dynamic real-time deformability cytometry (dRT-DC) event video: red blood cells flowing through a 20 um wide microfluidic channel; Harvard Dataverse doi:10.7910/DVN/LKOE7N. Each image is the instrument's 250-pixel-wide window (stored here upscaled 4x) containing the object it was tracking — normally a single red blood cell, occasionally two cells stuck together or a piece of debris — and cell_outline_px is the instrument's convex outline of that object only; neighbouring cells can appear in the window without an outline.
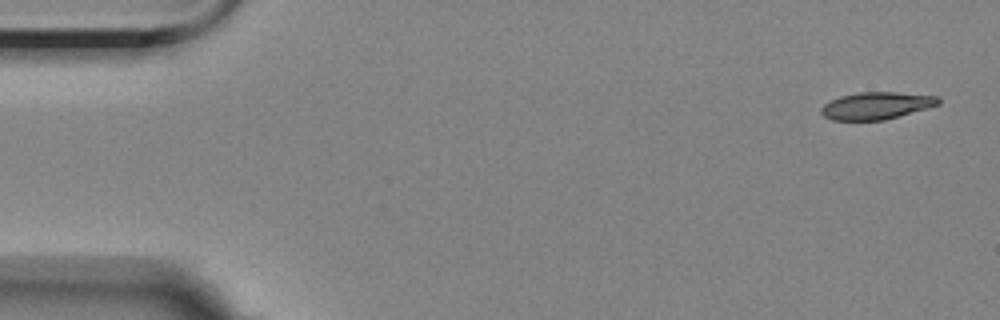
{"species": "Egyptian fruit bat (a non-hibernating species)", "species_latin": "Rousettus aegyptiacus", "temperature_condition": "room temperature", "stored_images_in_passage": 4, "camera_frame_rate_fps": 3000, "um_per_image_px": 0.085, "animal": {"sex": "female"}, "frame": {"image": 1, "passage_image": 1, "time_ms": 0.0, "image_size_px": [1000, 320], "cell_outline_px": [[940, 104], [928, 108], [884, 120], [832, 120], [824, 116], [820, 112], [820, 108], [824, 104], [840, 96], [856, 92], [896, 92], [940, 96]], "centroid_in_image_um": [74.5, 8.97], "position_along_channel_um": 10.5, "area_um2": 18.67}}
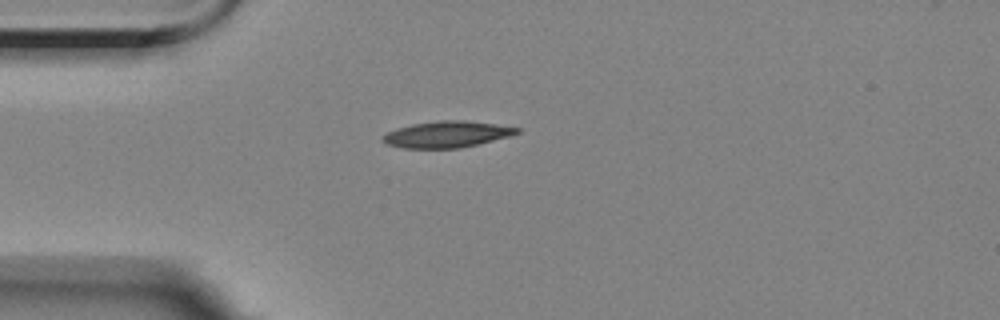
{"frame": {"image": 2, "passage_image": 4, "time_ms": 4.0, "image_size_px": [1000, 320], "cell_outline_px": [[520, 132], [512, 136], [460, 148], [400, 148], [384, 144], [380, 140], [380, 136], [396, 128], [412, 124], [440, 120], [468, 120], [496, 124], [520, 128]], "centroid_in_image_um": [37.95, 11.42], "position_along_channel_um": 47.0, "area_um2": 20.92}}